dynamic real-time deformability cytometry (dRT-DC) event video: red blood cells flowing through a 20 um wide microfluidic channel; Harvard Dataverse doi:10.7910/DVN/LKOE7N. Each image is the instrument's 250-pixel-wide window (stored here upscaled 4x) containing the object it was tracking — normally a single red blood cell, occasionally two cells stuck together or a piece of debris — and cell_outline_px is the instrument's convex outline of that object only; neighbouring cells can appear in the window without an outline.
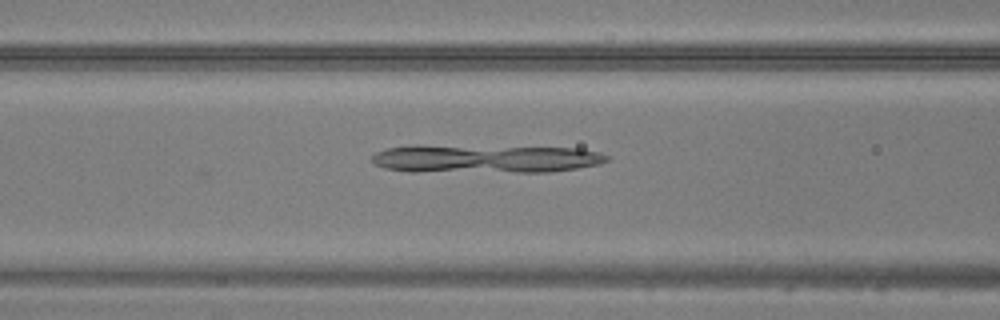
{"species": "common noctule bat (a hibernating species)", "species_latin": "Nyctalus noctula", "temperature_condition": "warm", "stored_images_in_passage": 33, "camera_frame_rate_fps": 3000, "um_per_image_px": 0.085, "animal": {"sex": "male", "body_mass_g": 20.5, "forearm_length_mm": 52.5}, "frame": {"image": 1, "passage_image": 8, "time_ms": 2.333, "image_size_px": [1000, 320], "cell_outline_px": [[608, 160], [600, 164], [576, 168], [548, 172], [412, 172], [384, 168], [376, 164], [372, 160], [372, 156], [376, 152], [388, 148], [416, 144], [420, 144], [580, 148], [600, 152], [608, 156]], "centroid_in_image_um": [41.22, 13.48], "position_along_channel_um": 125.4, "area_um2": 39.71}}
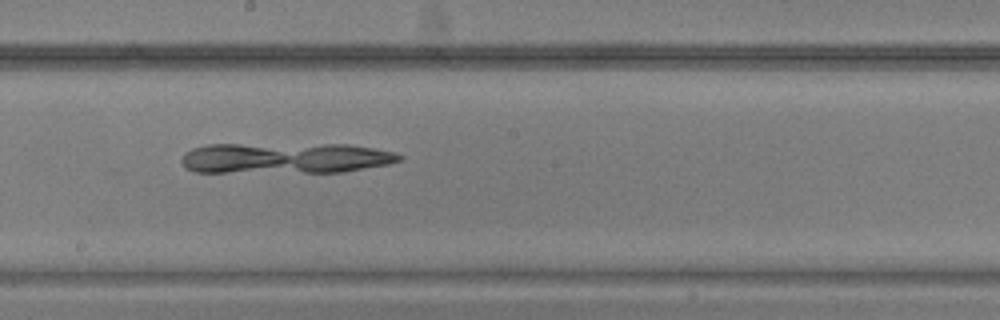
{"frame": {"image": 2, "passage_image": 15, "time_ms": 4.667, "image_size_px": [1000, 320], "cell_outline_px": [[404, 160], [388, 164], [344, 172], [196, 172], [184, 168], [180, 160], [184, 152], [192, 148], [208, 144], [348, 144], [396, 152], [404, 156]], "centroid_in_image_um": [24.24, 13.43], "position_along_channel_um": 224.0, "area_um2": 39.59}}
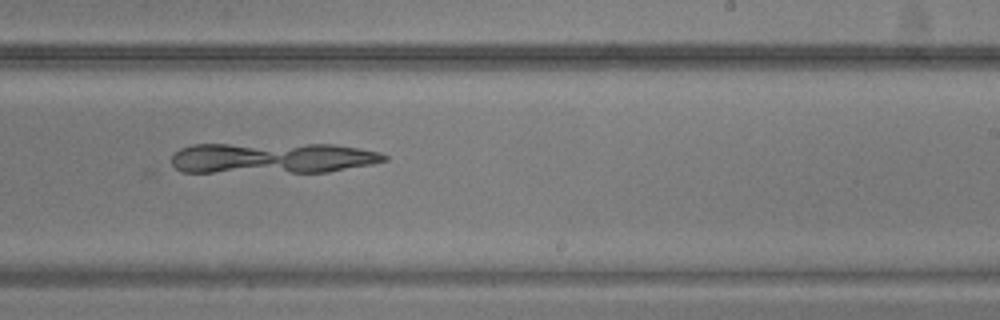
{"frame": {"image": 3, "passage_image": 18, "time_ms": 5.667, "image_size_px": [1000, 320], "cell_outline_px": [[388, 160], [372, 164], [328, 172], [184, 172], [176, 168], [172, 164], [172, 156], [180, 148], [192, 144], [332, 144], [380, 152], [388, 156]], "centroid_in_image_um": [23.14, 13.43], "position_along_channel_um": 265.9, "area_um2": 38.38}}